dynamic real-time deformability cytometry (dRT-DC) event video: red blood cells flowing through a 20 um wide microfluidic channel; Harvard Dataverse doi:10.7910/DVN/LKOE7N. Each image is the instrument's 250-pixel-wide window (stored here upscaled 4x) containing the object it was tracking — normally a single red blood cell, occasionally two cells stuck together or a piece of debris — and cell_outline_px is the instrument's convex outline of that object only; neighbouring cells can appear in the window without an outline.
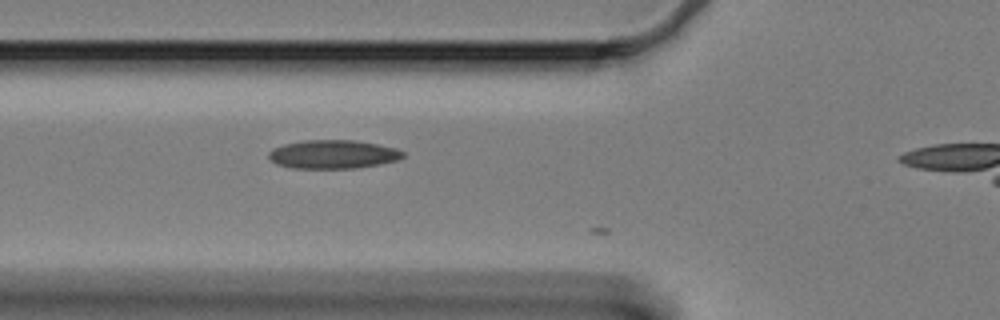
{"species": "Egyptian fruit bat (a non-hibernating species)", "species_latin": "Rousettus aegyptiacus", "temperature_condition": "cold", "stored_images_in_passage": 8, "camera_frame_rate_fps": 3000, "um_per_image_px": 0.085, "animal": {"sex": "female"}, "frame": {"image": 1, "passage_image": 7, "time_ms": 2.0, "image_size_px": [1000, 320], "cell_outline_px": [[404, 156], [396, 160], [380, 164], [356, 168], [292, 168], [276, 164], [268, 156], [268, 152], [284, 144], [304, 140], [352, 140], [376, 144], [396, 148], [404, 152]], "centroid_in_image_um": [28.31, 13.12], "position_along_channel_um": 97.5, "area_um2": 22.2}}